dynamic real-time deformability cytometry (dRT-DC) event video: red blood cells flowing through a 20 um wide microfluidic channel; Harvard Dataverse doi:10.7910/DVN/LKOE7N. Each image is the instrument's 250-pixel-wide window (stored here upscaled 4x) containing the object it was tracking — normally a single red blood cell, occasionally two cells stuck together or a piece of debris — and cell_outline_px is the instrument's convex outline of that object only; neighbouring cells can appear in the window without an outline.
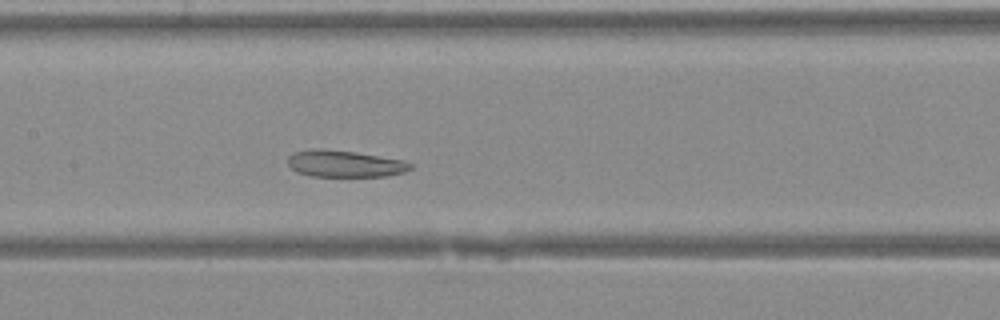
{"species": "Egyptian fruit bat (a non-hibernating species)", "species_latin": "Rousettus aegyptiacus", "temperature_condition": "warm", "stored_images_in_passage": 40, "camera_frame_rate_fps": 3000, "um_per_image_px": 0.085, "animal": {"sex": "female"}, "frame": {"image": 1, "passage_image": 18, "time_ms": 5.667, "image_size_px": [1000, 320], "cell_outline_px": [[412, 168], [404, 172], [384, 176], [312, 176], [296, 172], [288, 164], [288, 156], [292, 152], [312, 148], [320, 148], [356, 152], [404, 160], [412, 164]], "centroid_in_image_um": [29.27, 13.9], "position_along_channel_um": 178.1, "area_um2": 19.19}}
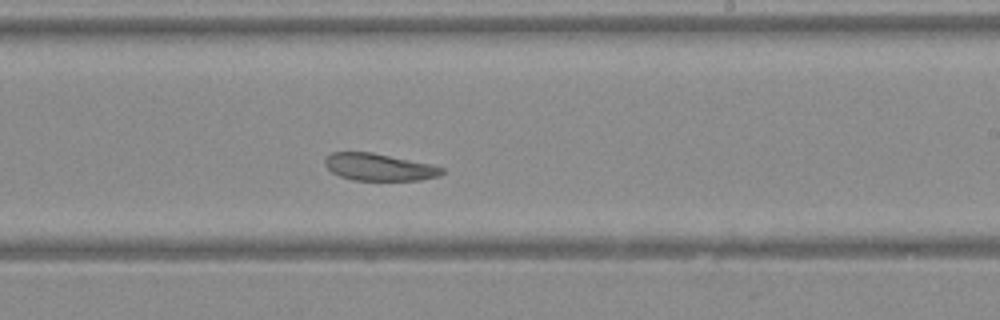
{"frame": {"image": 2, "passage_image": 23, "time_ms": 7.333, "image_size_px": [1000, 320], "cell_outline_px": [[444, 172], [440, 176], [420, 180], [352, 180], [340, 176], [332, 172], [324, 164], [324, 160], [332, 152], [372, 152], [432, 164], [444, 168]], "centroid_in_image_um": [32.24, 14.2], "position_along_channel_um": 256.8, "area_um2": 18.55}}
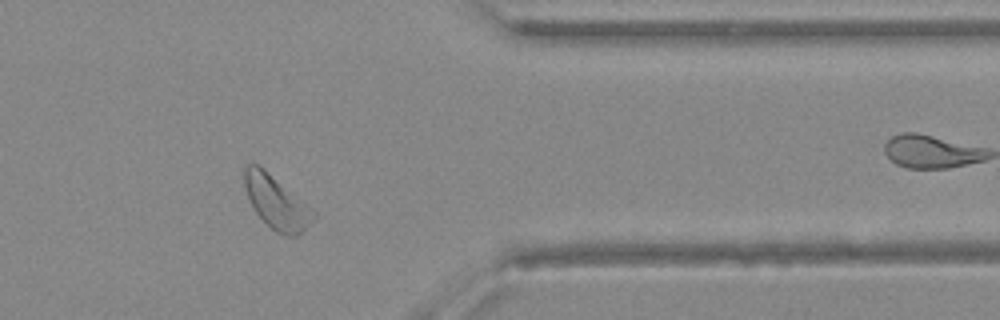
{"frame": {"image": 3, "passage_image": 32, "time_ms": 10.333, "image_size_px": [1000, 320], "cell_outline_px": [[316, 216], [296, 236], [284, 236], [276, 232], [256, 212], [244, 188], [244, 168], [248, 164], [256, 164], [308, 204], [316, 212]], "centroid_in_image_um": [23.5, 17.21], "position_along_channel_um": 387.9, "area_um2": 20.63}}